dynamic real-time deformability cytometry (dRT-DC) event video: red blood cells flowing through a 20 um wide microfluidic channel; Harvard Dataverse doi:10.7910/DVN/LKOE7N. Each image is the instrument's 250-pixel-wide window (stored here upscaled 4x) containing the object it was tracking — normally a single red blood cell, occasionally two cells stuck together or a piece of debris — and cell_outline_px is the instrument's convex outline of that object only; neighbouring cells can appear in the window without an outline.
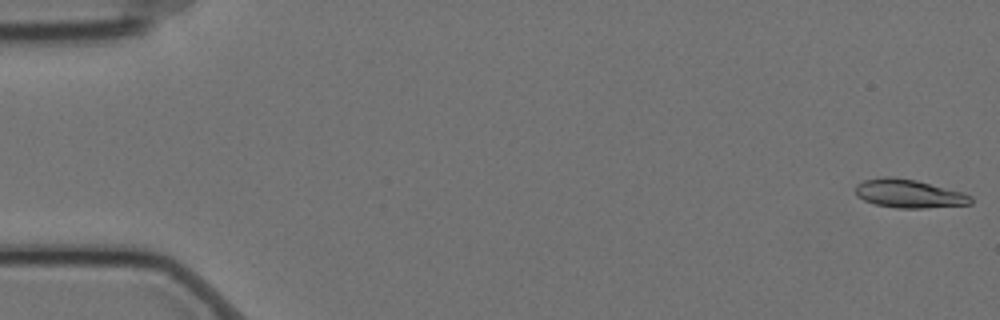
{"species": "Egyptian fruit bat (a non-hibernating species)", "species_latin": "Rousettus aegyptiacus", "temperature_condition": "cold", "stored_images_in_passage": 58, "camera_frame_rate_fps": 3000, "um_per_image_px": 0.085, "animal": {"sex": "female"}, "frame": {"image": 1, "passage_image": 1, "time_ms": 0.0, "image_size_px": [1000, 320], "cell_outline_px": [[972, 204], [924, 208], [896, 208], [876, 204], [864, 200], [856, 196], [856, 184], [864, 180], [880, 176], [888, 176], [916, 180], [964, 192], [972, 196]], "centroid_in_image_um": [77.26, 16.45], "position_along_channel_um": 7.7, "area_um2": 19.25}}
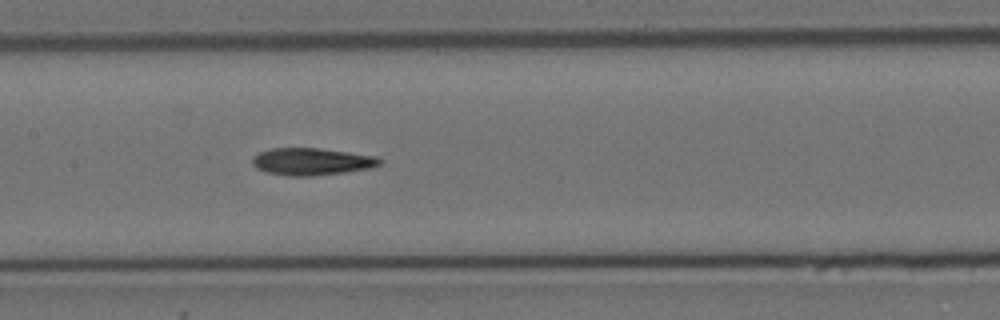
{"frame": {"image": 2, "passage_image": 28, "time_ms": 9.0, "image_size_px": [1000, 320], "cell_outline_px": [[384, 160], [380, 164], [372, 168], [344, 172], [312, 176], [288, 176], [264, 172], [256, 168], [252, 164], [252, 160], [260, 152], [272, 148], [320, 148], [376, 156]], "centroid_in_image_um": [26.51, 13.74], "position_along_channel_um": 180.9, "area_um2": 20.23}}
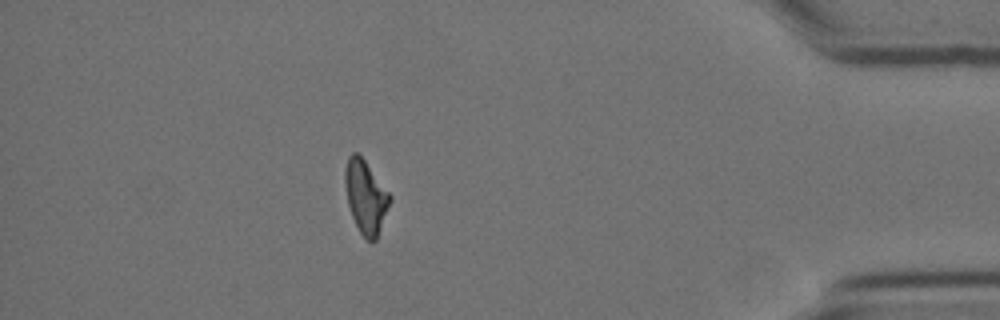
{"frame": {"image": 3, "passage_image": 51, "time_ms": 16.667, "image_size_px": [1000, 320], "cell_outline_px": [[392, 200], [376, 240], [368, 240], [360, 232], [352, 216], [348, 204], [344, 184], [344, 168], [348, 156], [352, 152], [356, 152], [364, 160], [392, 196]], "centroid_in_image_um": [31.08, 16.7], "position_along_channel_um": 404.1, "area_um2": 19.02}, "authors_computed_cell_mechanics": {"area_um2": 19.363, "velocity_mm_per_s": 3.4994, "shape_relaxation_time_tau1_ms": 11.3978, "shape_relaxation_time_tau2_ms": 7.6563, "deformation_change_tau1": 0.2273, "deformation_change_tau2": 0.1783}}